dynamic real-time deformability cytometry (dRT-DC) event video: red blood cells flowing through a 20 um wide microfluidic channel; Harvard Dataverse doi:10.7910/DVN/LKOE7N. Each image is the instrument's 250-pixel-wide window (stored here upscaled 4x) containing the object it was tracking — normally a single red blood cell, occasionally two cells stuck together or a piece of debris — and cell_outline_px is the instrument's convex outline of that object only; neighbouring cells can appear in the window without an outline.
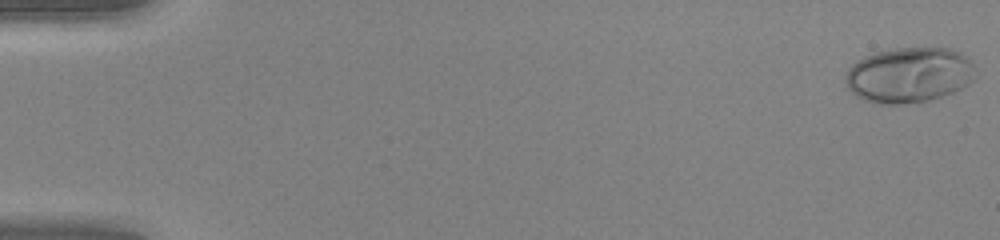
{"species": "human", "species_latin": "Homo sapiens", "temperature_condition": "warm", "stored_images_in_passage": 49, "camera_frame_rate_fps": 3000, "um_per_image_px": 0.085, "donor": {"sex": "female"}, "frame": {"image": 1, "passage_image": 1, "time_ms": 0.0, "image_size_px": [1000, 240], "cell_outline_px": [[972, 80], [968, 84], [952, 92], [928, 100], [900, 104], [880, 104], [856, 96], [848, 88], [844, 80], [844, 76], [848, 68], [852, 64], [864, 56], [876, 52], [896, 48], [948, 48], [960, 52], [968, 56], [972, 64]], "centroid_in_image_um": [77.22, 6.36], "position_along_channel_um": 7.8, "area_um2": 41.62}}
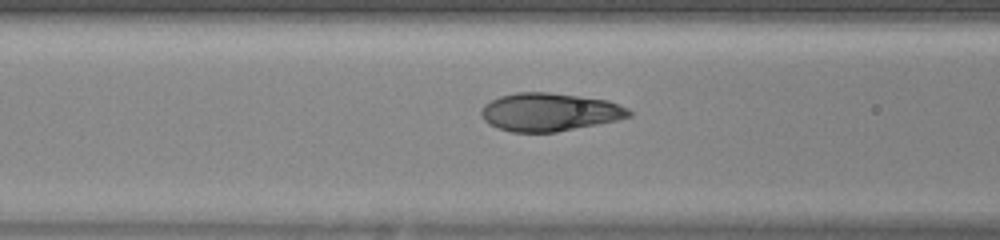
{"frame": {"image": 2, "passage_image": 21, "time_ms": 6.667, "image_size_px": [1000, 240], "cell_outline_px": [[632, 116], [616, 120], [556, 132], [512, 132], [488, 124], [484, 120], [480, 112], [484, 104], [500, 96], [516, 92], [548, 92], [580, 96], [608, 100], [628, 108], [632, 112]], "centroid_in_image_um": [46.7, 9.52], "position_along_channel_um": 119.9, "area_um2": 32.71}}
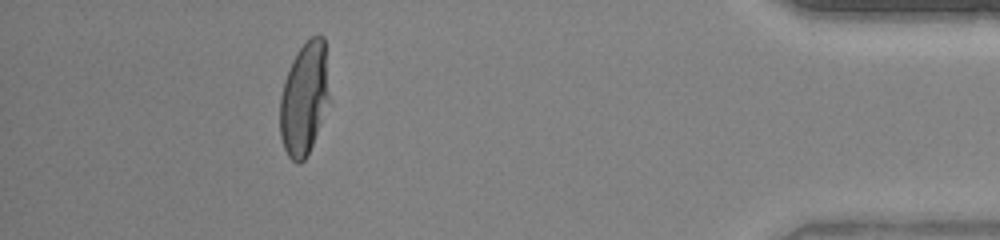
{"frame": {"image": 3, "passage_image": 45, "time_ms": 14.667, "image_size_px": [1000, 240], "cell_outline_px": [[332, 100], [312, 144], [304, 160], [300, 164], [296, 164], [288, 156], [284, 148], [280, 136], [280, 96], [284, 80], [292, 60], [296, 52], [312, 36], [324, 36]], "centroid_in_image_um": [25.9, 8.38], "position_along_channel_um": 409.3, "area_um2": 33.23}, "authors_computed_cell_mechanics": {"area_um2": 33.813, "velocity_mm_per_s": 4.233, "shape_relaxation_time_tau1_ms": 4.1193, "shape_relaxation_time_tau2_ms": null, "deformation_change_tau1": 0.2618, "deformation_change_tau2": null}}